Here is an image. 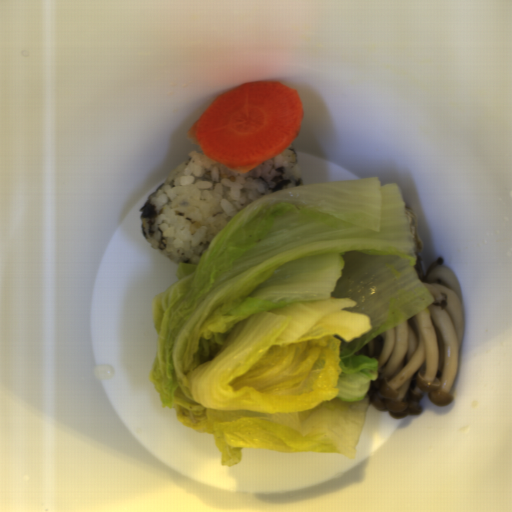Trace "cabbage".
<instances>
[{"instance_id":"1","label":"cabbage","mask_w":512,"mask_h":512,"mask_svg":"<svg viewBox=\"0 0 512 512\" xmlns=\"http://www.w3.org/2000/svg\"><path fill=\"white\" fill-rule=\"evenodd\" d=\"M416 264L396 183L269 192L152 299L162 409L226 467L243 448L356 458L379 362L354 354L434 301Z\"/></svg>"}]
</instances>
